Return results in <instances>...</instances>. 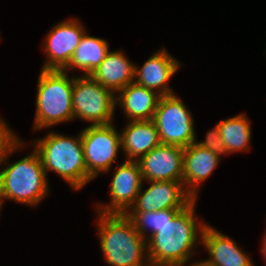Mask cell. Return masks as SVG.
Listing matches in <instances>:
<instances>
[{
    "instance_id": "e0dca14e",
    "label": "cell",
    "mask_w": 266,
    "mask_h": 266,
    "mask_svg": "<svg viewBox=\"0 0 266 266\" xmlns=\"http://www.w3.org/2000/svg\"><path fill=\"white\" fill-rule=\"evenodd\" d=\"M120 131L121 150L125 160L138 161L161 144L153 120L128 121Z\"/></svg>"
},
{
    "instance_id": "ffe728a7",
    "label": "cell",
    "mask_w": 266,
    "mask_h": 266,
    "mask_svg": "<svg viewBox=\"0 0 266 266\" xmlns=\"http://www.w3.org/2000/svg\"><path fill=\"white\" fill-rule=\"evenodd\" d=\"M251 121L245 113L220 120L217 124L221 138L225 144L226 154L246 152L252 139Z\"/></svg>"
},
{
    "instance_id": "44dd1931",
    "label": "cell",
    "mask_w": 266,
    "mask_h": 266,
    "mask_svg": "<svg viewBox=\"0 0 266 266\" xmlns=\"http://www.w3.org/2000/svg\"><path fill=\"white\" fill-rule=\"evenodd\" d=\"M181 210L164 209L152 212H126L125 215L132 221L135 229L147 241L152 235L160 231V228L167 220H172Z\"/></svg>"
},
{
    "instance_id": "7a4b0ae2",
    "label": "cell",
    "mask_w": 266,
    "mask_h": 266,
    "mask_svg": "<svg viewBox=\"0 0 266 266\" xmlns=\"http://www.w3.org/2000/svg\"><path fill=\"white\" fill-rule=\"evenodd\" d=\"M22 139L8 153L4 166L0 169V205L11 200L28 206H37L49 195V183L38 152L24 156L9 164L11 154L25 148Z\"/></svg>"
},
{
    "instance_id": "d6986e66",
    "label": "cell",
    "mask_w": 266,
    "mask_h": 266,
    "mask_svg": "<svg viewBox=\"0 0 266 266\" xmlns=\"http://www.w3.org/2000/svg\"><path fill=\"white\" fill-rule=\"evenodd\" d=\"M108 45L105 39L85 33L63 71L78 69L84 72L81 75H91L110 51Z\"/></svg>"
},
{
    "instance_id": "ac0fdd59",
    "label": "cell",
    "mask_w": 266,
    "mask_h": 266,
    "mask_svg": "<svg viewBox=\"0 0 266 266\" xmlns=\"http://www.w3.org/2000/svg\"><path fill=\"white\" fill-rule=\"evenodd\" d=\"M135 63L126 53L110 50L91 76L102 86L117 94L129 83L134 82Z\"/></svg>"
},
{
    "instance_id": "3957f363",
    "label": "cell",
    "mask_w": 266,
    "mask_h": 266,
    "mask_svg": "<svg viewBox=\"0 0 266 266\" xmlns=\"http://www.w3.org/2000/svg\"><path fill=\"white\" fill-rule=\"evenodd\" d=\"M97 213V235L104 261L108 265L151 266L147 241L125 214Z\"/></svg>"
},
{
    "instance_id": "52a82bcc",
    "label": "cell",
    "mask_w": 266,
    "mask_h": 266,
    "mask_svg": "<svg viewBox=\"0 0 266 266\" xmlns=\"http://www.w3.org/2000/svg\"><path fill=\"white\" fill-rule=\"evenodd\" d=\"M153 122L161 144L186 148L197 139L192 112L176 94L161 96Z\"/></svg>"
},
{
    "instance_id": "cb8c5ba5",
    "label": "cell",
    "mask_w": 266,
    "mask_h": 266,
    "mask_svg": "<svg viewBox=\"0 0 266 266\" xmlns=\"http://www.w3.org/2000/svg\"><path fill=\"white\" fill-rule=\"evenodd\" d=\"M188 266H208V265H206L203 261L200 260L198 262H192V264Z\"/></svg>"
},
{
    "instance_id": "5bb4252c",
    "label": "cell",
    "mask_w": 266,
    "mask_h": 266,
    "mask_svg": "<svg viewBox=\"0 0 266 266\" xmlns=\"http://www.w3.org/2000/svg\"><path fill=\"white\" fill-rule=\"evenodd\" d=\"M201 245L209 255V258L203 260L208 266H255L235 240L211 225L205 226Z\"/></svg>"
},
{
    "instance_id": "7c38bea8",
    "label": "cell",
    "mask_w": 266,
    "mask_h": 266,
    "mask_svg": "<svg viewBox=\"0 0 266 266\" xmlns=\"http://www.w3.org/2000/svg\"><path fill=\"white\" fill-rule=\"evenodd\" d=\"M143 182L175 180L183 182L184 148L160 144L137 161Z\"/></svg>"
},
{
    "instance_id": "30bf717a",
    "label": "cell",
    "mask_w": 266,
    "mask_h": 266,
    "mask_svg": "<svg viewBox=\"0 0 266 266\" xmlns=\"http://www.w3.org/2000/svg\"><path fill=\"white\" fill-rule=\"evenodd\" d=\"M143 183L137 161L126 160L122 164H117L110 184V202L97 204L96 212L125 214L135 202Z\"/></svg>"
},
{
    "instance_id": "484cf974",
    "label": "cell",
    "mask_w": 266,
    "mask_h": 266,
    "mask_svg": "<svg viewBox=\"0 0 266 266\" xmlns=\"http://www.w3.org/2000/svg\"><path fill=\"white\" fill-rule=\"evenodd\" d=\"M262 246H266V232L263 235V239H262Z\"/></svg>"
},
{
    "instance_id": "d4e9b609",
    "label": "cell",
    "mask_w": 266,
    "mask_h": 266,
    "mask_svg": "<svg viewBox=\"0 0 266 266\" xmlns=\"http://www.w3.org/2000/svg\"><path fill=\"white\" fill-rule=\"evenodd\" d=\"M260 252L262 253L263 257H264V261H266V246H262V248L260 249Z\"/></svg>"
},
{
    "instance_id": "9a60e30c",
    "label": "cell",
    "mask_w": 266,
    "mask_h": 266,
    "mask_svg": "<svg viewBox=\"0 0 266 266\" xmlns=\"http://www.w3.org/2000/svg\"><path fill=\"white\" fill-rule=\"evenodd\" d=\"M220 157L195 142L184 148L183 185L194 199H198L201 184L216 169Z\"/></svg>"
},
{
    "instance_id": "277c9868",
    "label": "cell",
    "mask_w": 266,
    "mask_h": 266,
    "mask_svg": "<svg viewBox=\"0 0 266 266\" xmlns=\"http://www.w3.org/2000/svg\"><path fill=\"white\" fill-rule=\"evenodd\" d=\"M32 143L46 176L48 171L55 172L75 191L92 181L84 160L81 131L76 137L49 131L46 136L36 138Z\"/></svg>"
},
{
    "instance_id": "2e32d148",
    "label": "cell",
    "mask_w": 266,
    "mask_h": 266,
    "mask_svg": "<svg viewBox=\"0 0 266 266\" xmlns=\"http://www.w3.org/2000/svg\"><path fill=\"white\" fill-rule=\"evenodd\" d=\"M160 98L157 92L132 82L116 94V106L128 121L153 120Z\"/></svg>"
},
{
    "instance_id": "8fae6325",
    "label": "cell",
    "mask_w": 266,
    "mask_h": 266,
    "mask_svg": "<svg viewBox=\"0 0 266 266\" xmlns=\"http://www.w3.org/2000/svg\"><path fill=\"white\" fill-rule=\"evenodd\" d=\"M147 189L141 186L135 202L127 212H152L164 209H184L194 198L185 190L183 182L150 180Z\"/></svg>"
},
{
    "instance_id": "5b68a950",
    "label": "cell",
    "mask_w": 266,
    "mask_h": 266,
    "mask_svg": "<svg viewBox=\"0 0 266 266\" xmlns=\"http://www.w3.org/2000/svg\"><path fill=\"white\" fill-rule=\"evenodd\" d=\"M33 130L74 120L72 91L74 76L63 70H43L38 76Z\"/></svg>"
},
{
    "instance_id": "4fadbf2b",
    "label": "cell",
    "mask_w": 266,
    "mask_h": 266,
    "mask_svg": "<svg viewBox=\"0 0 266 266\" xmlns=\"http://www.w3.org/2000/svg\"><path fill=\"white\" fill-rule=\"evenodd\" d=\"M181 65L177 58L162 47L150 55L142 67L135 65L134 82L161 96L175 94L168 82L182 67Z\"/></svg>"
},
{
    "instance_id": "9c48e42d",
    "label": "cell",
    "mask_w": 266,
    "mask_h": 266,
    "mask_svg": "<svg viewBox=\"0 0 266 266\" xmlns=\"http://www.w3.org/2000/svg\"><path fill=\"white\" fill-rule=\"evenodd\" d=\"M87 30L77 18L58 22L44 38L46 56L43 70H63L78 47Z\"/></svg>"
},
{
    "instance_id": "6da1fadb",
    "label": "cell",
    "mask_w": 266,
    "mask_h": 266,
    "mask_svg": "<svg viewBox=\"0 0 266 266\" xmlns=\"http://www.w3.org/2000/svg\"><path fill=\"white\" fill-rule=\"evenodd\" d=\"M196 202L197 199H194L147 240L151 266H184L196 254L195 250L202 243L203 230L207 225L195 215Z\"/></svg>"
},
{
    "instance_id": "ba28073f",
    "label": "cell",
    "mask_w": 266,
    "mask_h": 266,
    "mask_svg": "<svg viewBox=\"0 0 266 266\" xmlns=\"http://www.w3.org/2000/svg\"><path fill=\"white\" fill-rule=\"evenodd\" d=\"M84 160L88 176L94 180L101 173H108L121 150L120 131L113 123L89 125L81 131Z\"/></svg>"
},
{
    "instance_id": "603a6c76",
    "label": "cell",
    "mask_w": 266,
    "mask_h": 266,
    "mask_svg": "<svg viewBox=\"0 0 266 266\" xmlns=\"http://www.w3.org/2000/svg\"><path fill=\"white\" fill-rule=\"evenodd\" d=\"M195 143L219 154L220 156L226 155L225 144L221 138L217 124L213 129H210L208 132H206L205 140L198 142L196 139Z\"/></svg>"
},
{
    "instance_id": "7402d4cb",
    "label": "cell",
    "mask_w": 266,
    "mask_h": 266,
    "mask_svg": "<svg viewBox=\"0 0 266 266\" xmlns=\"http://www.w3.org/2000/svg\"><path fill=\"white\" fill-rule=\"evenodd\" d=\"M21 140L15 134L6 120L0 118V167L5 163L6 157L10 150Z\"/></svg>"
},
{
    "instance_id": "8992f818",
    "label": "cell",
    "mask_w": 266,
    "mask_h": 266,
    "mask_svg": "<svg viewBox=\"0 0 266 266\" xmlns=\"http://www.w3.org/2000/svg\"><path fill=\"white\" fill-rule=\"evenodd\" d=\"M72 100L74 120L79 118L90 125H106L115 120L116 94L91 75L74 77Z\"/></svg>"
}]
</instances>
